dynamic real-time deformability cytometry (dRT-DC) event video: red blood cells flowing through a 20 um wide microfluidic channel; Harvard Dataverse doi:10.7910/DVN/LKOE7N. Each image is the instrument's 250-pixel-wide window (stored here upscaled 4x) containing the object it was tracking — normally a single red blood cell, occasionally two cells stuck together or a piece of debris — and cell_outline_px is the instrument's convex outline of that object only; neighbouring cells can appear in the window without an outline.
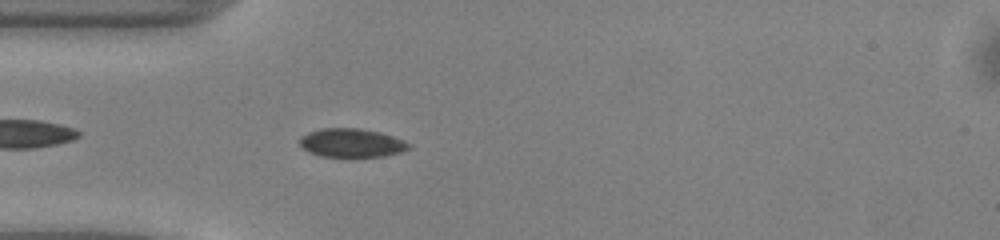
{"species": "common noctule bat (a hibernating species)", "species_latin": "Nyctalus noctula", "temperature_condition": "warm", "stored_images_in_passage": 35, "camera_frame_rate_fps": 3000, "um_per_image_px": 0.085, "animal": {"sex": "male", "body_mass_g": 13.0, "forearm_length_mm": 53.1}, "frame": {"image": 1, "passage_image": 3, "time_ms": 0.667, "image_size_px": [1000, 240], "cell_outline_px": [[408, 148], [400, 152], [384, 156], [352, 160], [320, 156], [308, 152], [300, 148], [300, 136], [308, 132], [320, 128], [360, 128], [380, 132], [404, 140], [408, 144]], "centroid_in_image_um": [29.82, 12.19], "position_along_channel_um": 55.2, "area_um2": 19.07}}
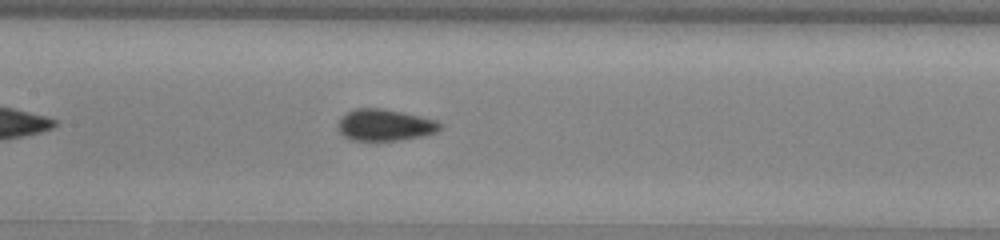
{"frame": {"image": 2, "passage_image": 12, "time_ms": 3.667, "image_size_px": [1000, 240], "cell_outline_px": [[444, 124], [436, 132], [424, 136], [400, 140], [348, 140], [336, 128], [336, 124], [348, 112], [356, 108], [384, 108], [404, 112], [436, 120]], "centroid_in_image_um": [32.72, 10.62], "position_along_channel_um": 174.7, "area_um2": 18.96}}
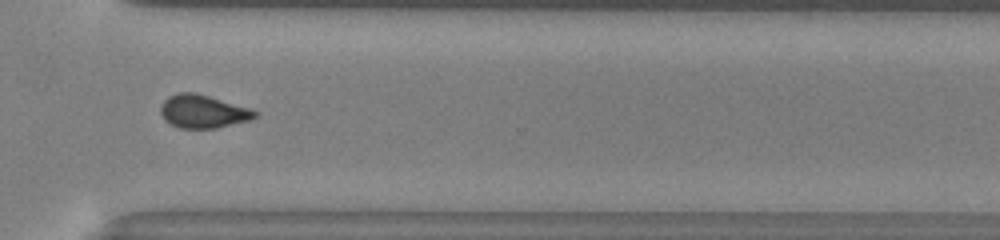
{"frame": {"image": 3, "passage_image": 25, "time_ms": 8.0, "image_size_px": [1000, 240], "cell_outline_px": [[260, 112], [256, 116], [248, 120], [216, 128], [180, 128], [164, 120], [160, 112], [160, 108], [164, 100], [168, 96], [180, 92], [196, 92], [252, 108]], "centroid_in_image_um": [17.26, 9.45], "position_along_channel_um": 353.3, "area_um2": 18.32}, "authors_computed_cell_mechanics": {"area_um2": 18.0914, "velocity_mm_per_s": 4.1232, "shape_relaxation_time_tau1_ms": 3.8972, "shape_relaxation_time_tau2_ms": 1.9311, "deformation_change_tau1": 0.075, "deformation_change_tau2": 0.0501}}